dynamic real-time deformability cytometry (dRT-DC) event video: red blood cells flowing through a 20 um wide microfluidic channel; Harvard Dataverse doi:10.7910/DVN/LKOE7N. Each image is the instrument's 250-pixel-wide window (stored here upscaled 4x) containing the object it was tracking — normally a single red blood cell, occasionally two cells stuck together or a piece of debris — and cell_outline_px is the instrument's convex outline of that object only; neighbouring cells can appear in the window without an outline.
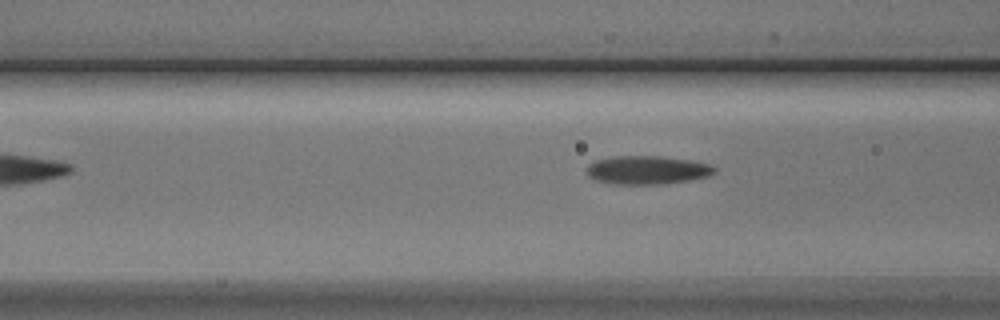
{"species": "Egyptian fruit bat (a non-hibernating species)", "species_latin": "Rousettus aegyptiacus", "temperature_condition": "cold", "stored_images_in_passage": 4, "camera_frame_rate_fps": 3000, "um_per_image_px": 0.085, "animal": {"sex": "male"}, "frame": {"image": 1, "passage_image": 4, "time_ms": 3.667, "image_size_px": [1000, 320], "cell_outline_px": [[716, 172], [708, 176], [688, 180], [664, 184], [612, 184], [596, 180], [588, 176], [588, 164], [596, 160], [616, 156], [660, 156], [688, 160], [708, 164], [716, 168]], "centroid_in_image_um": [55.0, 14.46], "position_along_channel_um": 111.6, "area_um2": 21.04}}